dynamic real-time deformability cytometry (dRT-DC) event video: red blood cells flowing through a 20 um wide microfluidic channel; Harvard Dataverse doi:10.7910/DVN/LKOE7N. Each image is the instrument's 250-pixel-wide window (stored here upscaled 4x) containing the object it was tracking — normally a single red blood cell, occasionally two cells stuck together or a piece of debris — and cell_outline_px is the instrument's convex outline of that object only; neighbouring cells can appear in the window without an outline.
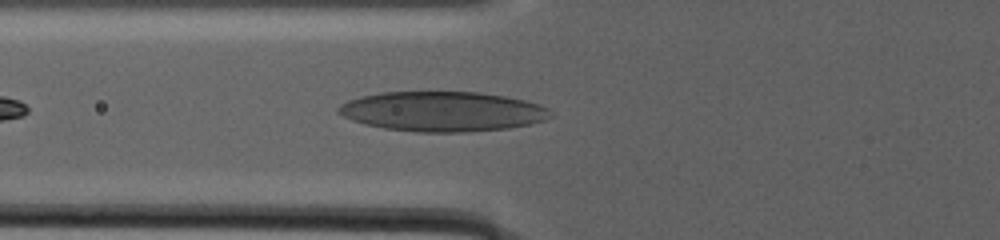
{"species": "human", "species_latin": "Homo sapiens", "temperature_condition": "warm", "stored_images_in_passage": 14, "camera_frame_rate_fps": 3000, "um_per_image_px": 0.085, "donor": {"sex": "male"}, "frame": {"image": 1, "passage_image": 8, "time_ms": 3.333, "image_size_px": [1000, 240], "cell_outline_px": [[552, 116], [544, 120], [528, 124], [508, 128], [464, 132], [416, 132], [384, 128], [364, 124], [352, 120], [336, 112], [336, 108], [340, 104], [348, 100], [360, 96], [380, 92], [480, 92], [504, 96], [524, 100], [540, 104], [548, 108]], "centroid_in_image_um": [37.57, 9.47], "position_along_channel_um": 88.2, "area_um2": 49.36}}